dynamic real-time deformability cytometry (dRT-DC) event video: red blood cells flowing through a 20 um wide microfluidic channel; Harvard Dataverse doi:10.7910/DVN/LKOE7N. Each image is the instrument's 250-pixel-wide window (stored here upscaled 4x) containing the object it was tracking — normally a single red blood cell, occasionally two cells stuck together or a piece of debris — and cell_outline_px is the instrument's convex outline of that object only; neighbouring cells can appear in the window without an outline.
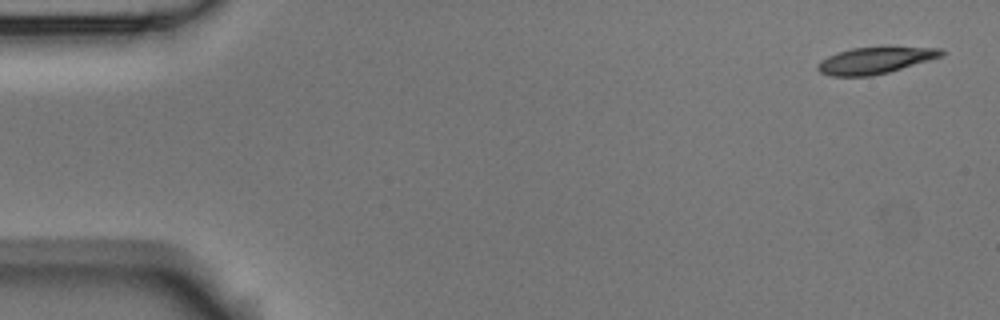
{"species": "Egyptian fruit bat (a non-hibernating species)", "species_latin": "Rousettus aegyptiacus", "temperature_condition": "room temperature", "stored_images_in_passage": 4, "camera_frame_rate_fps": 3000, "um_per_image_px": 0.085, "animal": {"sex": "male"}, "frame": {"image": 1, "passage_image": 1, "time_ms": 0.0, "image_size_px": [1000, 320], "cell_outline_px": [[948, 52], [944, 56], [888, 72], [872, 76], [828, 76], [820, 72], [816, 68], [816, 64], [820, 60], [836, 52], [852, 48], [888, 44], [944, 48]], "centroid_in_image_um": [74.48, 5.07], "position_along_channel_um": 10.5, "area_um2": 20.4}}